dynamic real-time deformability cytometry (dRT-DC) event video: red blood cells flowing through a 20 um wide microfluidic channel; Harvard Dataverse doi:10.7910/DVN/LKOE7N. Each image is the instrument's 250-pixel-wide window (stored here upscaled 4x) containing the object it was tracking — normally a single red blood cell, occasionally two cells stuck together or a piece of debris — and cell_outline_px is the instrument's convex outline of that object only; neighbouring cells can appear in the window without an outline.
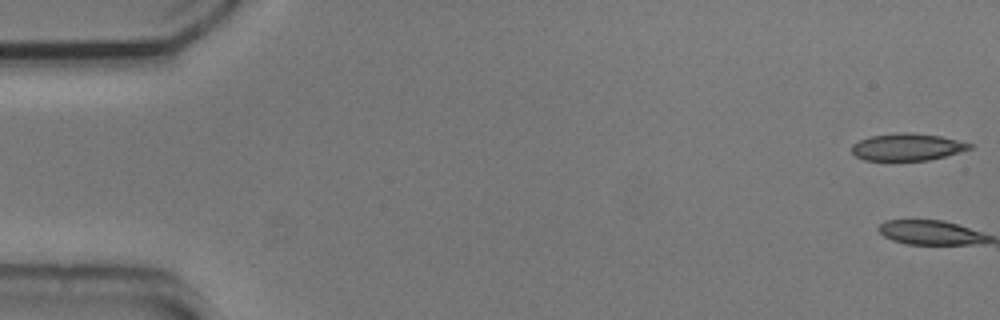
{"species": "common noctule bat (a hibernating species)", "species_latin": "Nyctalus noctula", "temperature_condition": "cold", "stored_images_in_passage": 2, "camera_frame_rate_fps": 3000, "um_per_image_px": 0.085, "animal": {"sex": "male", "body_mass_g": 20.5, "forearm_length_mm": 52.5}, "frame": {"image": 1, "passage_image": 1, "time_ms": 0.0, "image_size_px": [1000, 320], "cell_outline_px": [[972, 148], [944, 156], [928, 160], [864, 160], [856, 156], [852, 152], [852, 144], [860, 140], [872, 136], [900, 132], [908, 132], [940, 136], [972, 144]], "centroid_in_image_um": [77.09, 12.49], "position_along_channel_um": 7.9, "area_um2": 18.32}}